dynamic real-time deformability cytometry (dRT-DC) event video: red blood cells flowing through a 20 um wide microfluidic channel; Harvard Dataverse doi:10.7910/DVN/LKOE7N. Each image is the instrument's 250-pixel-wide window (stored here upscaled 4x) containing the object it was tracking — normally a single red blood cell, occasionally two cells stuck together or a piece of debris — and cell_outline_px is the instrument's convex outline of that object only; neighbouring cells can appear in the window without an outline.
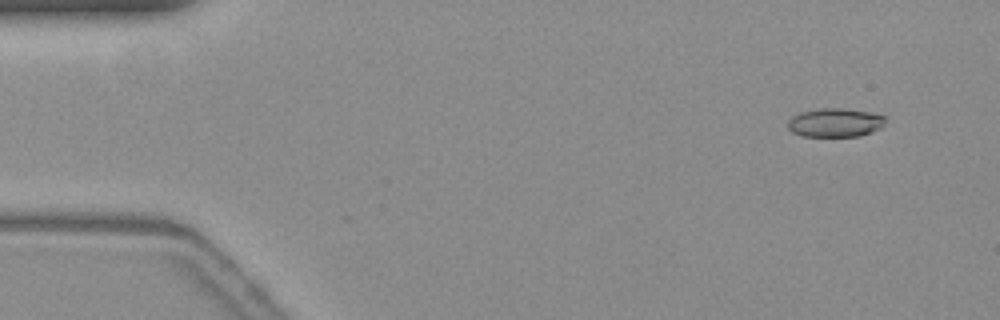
{"species": "common noctule bat (a hibernating species)", "species_latin": "Nyctalus noctula", "temperature_condition": "warm", "stored_images_in_passage": 2, "camera_frame_rate_fps": 3000, "um_per_image_px": 0.085, "animal": {"sex": "female", "body_mass_g": 19.3, "forearm_length_mm": 54.1}, "frame": {"image": 1, "passage_image": 1, "time_ms": 0.0, "image_size_px": [1000, 320], "cell_outline_px": [[884, 120], [880, 128], [872, 132], [860, 136], [804, 136], [792, 132], [788, 128], [788, 120], [792, 116], [800, 112], [820, 108], [844, 108], [868, 112], [884, 116]], "centroid_in_image_um": [70.95, 10.42], "position_along_channel_um": 14.1, "area_um2": 16.24}}